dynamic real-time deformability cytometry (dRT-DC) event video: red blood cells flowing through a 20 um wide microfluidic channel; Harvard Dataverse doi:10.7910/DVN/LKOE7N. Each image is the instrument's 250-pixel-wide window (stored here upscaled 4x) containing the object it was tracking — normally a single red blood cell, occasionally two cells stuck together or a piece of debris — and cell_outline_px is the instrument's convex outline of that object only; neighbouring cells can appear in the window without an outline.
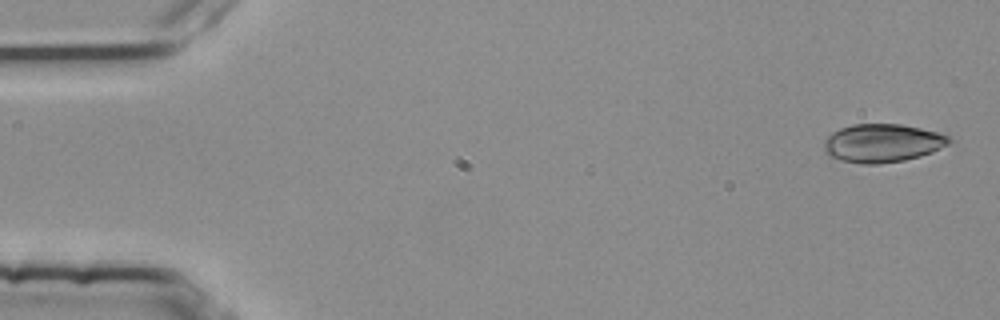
{"species": "common noctule bat (a hibernating species)", "species_latin": "Nyctalus noctula", "temperature_condition": "room temperature", "stored_images_in_passage": 4, "camera_frame_rate_fps": 3000, "um_per_image_px": 0.085, "animal": {"sex": "female", "body_mass_g": 25.1}, "frame": {"image": 1, "passage_image": 1, "time_ms": 0.0, "image_size_px": [1000, 320], "cell_outline_px": [[952, 140], [948, 144], [932, 152], [920, 156], [904, 160], [880, 164], [864, 164], [840, 160], [828, 156], [824, 152], [824, 140], [832, 132], [840, 128], [852, 124], [900, 124], [920, 128], [936, 132], [948, 136]], "centroid_in_image_um": [74.96, 12.17], "position_along_channel_um": 10.0, "area_um2": 27.98}}
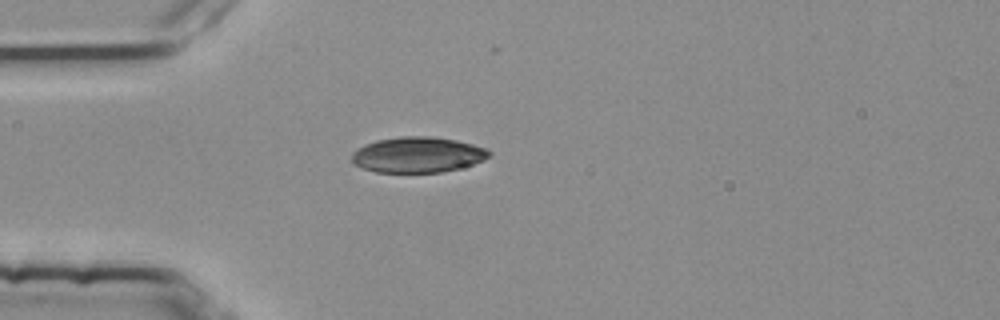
{"frame": {"image": 2, "passage_image": 3, "time_ms": 0.667, "image_size_px": [1000, 320], "cell_outline_px": [[492, 152], [484, 160], [472, 164], [444, 172], [376, 172], [352, 164], [352, 152], [364, 144], [376, 140], [400, 136], [428, 136], [456, 140], [488, 148]], "centroid_in_image_um": [35.49, 13.15], "position_along_channel_um": 49.5, "area_um2": 28.55}}